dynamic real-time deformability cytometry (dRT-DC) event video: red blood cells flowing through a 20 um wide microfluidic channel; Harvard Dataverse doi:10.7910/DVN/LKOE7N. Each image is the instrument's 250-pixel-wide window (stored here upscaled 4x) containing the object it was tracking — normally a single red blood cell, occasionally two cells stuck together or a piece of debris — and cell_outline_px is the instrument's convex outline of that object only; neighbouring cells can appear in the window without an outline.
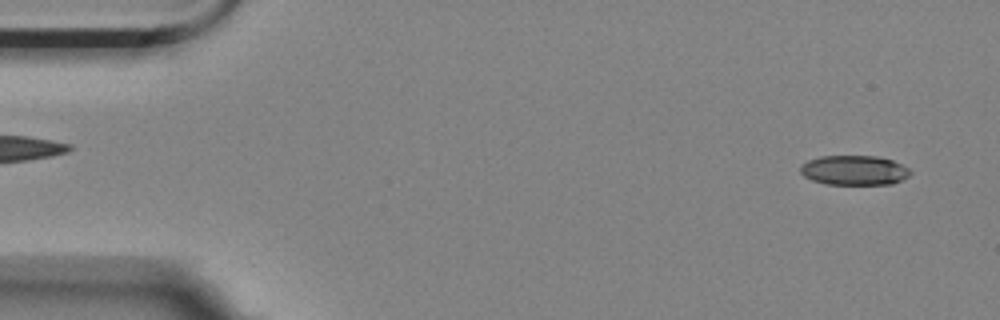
{"species": "Egyptian fruit bat (a non-hibernating species)", "species_latin": "Rousettus aegyptiacus", "temperature_condition": "room temperature", "stored_images_in_passage": 55, "camera_frame_rate_fps": 3000, "um_per_image_px": 0.085, "animal": {"sex": "female"}, "frame": {"image": 1, "passage_image": 2, "time_ms": 0.333, "image_size_px": [1000, 320], "cell_outline_px": [[912, 172], [908, 176], [892, 184], [824, 184], [812, 180], [804, 176], [800, 172], [800, 168], [808, 160], [820, 156], [876, 156], [892, 160], [908, 168]], "centroid_in_image_um": [72.59, 14.47], "position_along_channel_um": 12.4, "area_um2": 18.9}}
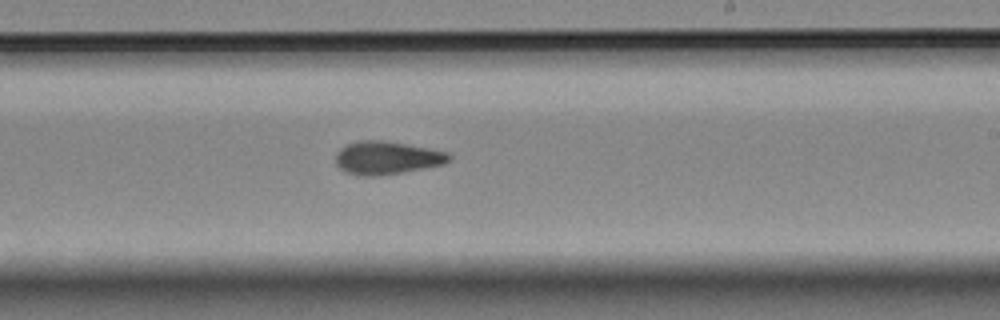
{"frame": {"image": 2, "passage_image": 32, "time_ms": 10.333, "image_size_px": [1000, 320], "cell_outline_px": [[452, 156], [444, 164], [400, 172], [372, 176], [364, 176], [348, 172], [340, 168], [336, 164], [336, 152], [340, 148], [348, 144], [360, 140], [384, 140], [448, 152]], "centroid_in_image_um": [32.86, 13.4], "position_along_channel_um": 256.1, "area_um2": 21.44}}
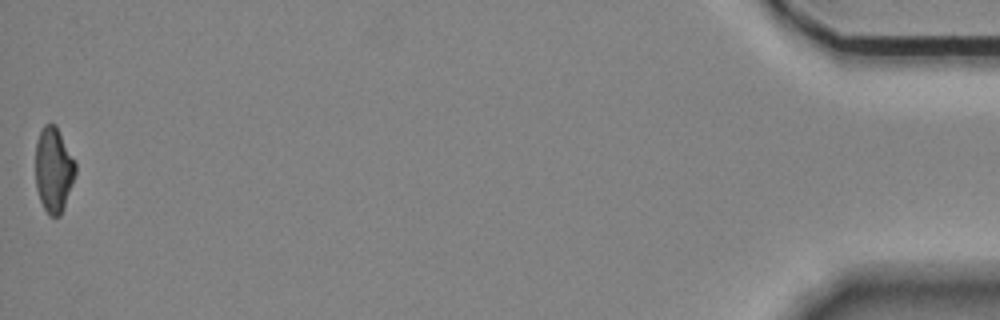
{"frame": {"image": 3, "passage_image": 55, "time_ms": 18.0, "image_size_px": [1000, 320], "cell_outline_px": [[76, 172], [64, 208], [60, 216], [48, 216], [40, 200], [36, 188], [36, 140], [44, 124], [56, 124], [76, 164]], "centroid_in_image_um": [4.55, 14.44], "position_along_channel_um": 430.6, "area_um2": 19.77}, "authors_computed_cell_mechanics": {"area_um2": 20.808, "velocity_mm_per_s": 3.5323, "shape_relaxation_time_tau1_ms": 9.218, "shape_relaxation_time_tau2_ms": 3.716, "deformation_change_tau1": 0.2338, "deformation_change_tau2": 0.1051}}